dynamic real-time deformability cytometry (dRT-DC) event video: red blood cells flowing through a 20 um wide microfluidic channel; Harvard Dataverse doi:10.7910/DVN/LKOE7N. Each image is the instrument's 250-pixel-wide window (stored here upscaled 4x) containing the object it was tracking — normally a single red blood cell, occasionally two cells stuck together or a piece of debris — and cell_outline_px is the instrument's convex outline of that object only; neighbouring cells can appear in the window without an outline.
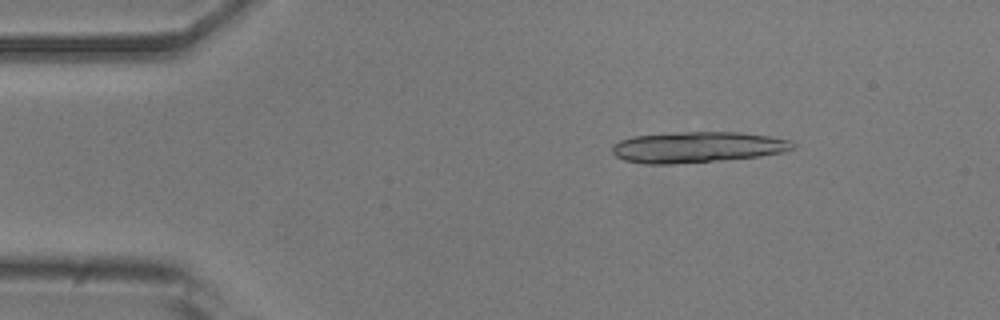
{"species": "common noctule bat (a hibernating species)", "species_latin": "Nyctalus noctula", "temperature_condition": "room temperature", "stored_images_in_passage": 16, "camera_frame_rate_fps": 3000, "um_per_image_px": 0.085, "animal": {"sex": "male", "body_mass_g": 20.5, "forearm_length_mm": 52.5}, "frame": {"image": 1, "passage_image": 7, "time_ms": 2.0, "image_size_px": [1000, 320], "cell_outline_px": [[796, 148], [784, 152], [760, 156], [720, 160], [676, 164], [644, 164], [624, 160], [616, 156], [612, 152], [612, 144], [620, 140], [632, 136], [680, 132], [740, 132], [768, 136], [792, 140], [796, 144]], "centroid_in_image_um": [59.29, 12.51], "position_along_channel_um": 25.7, "area_um2": 32.77}}